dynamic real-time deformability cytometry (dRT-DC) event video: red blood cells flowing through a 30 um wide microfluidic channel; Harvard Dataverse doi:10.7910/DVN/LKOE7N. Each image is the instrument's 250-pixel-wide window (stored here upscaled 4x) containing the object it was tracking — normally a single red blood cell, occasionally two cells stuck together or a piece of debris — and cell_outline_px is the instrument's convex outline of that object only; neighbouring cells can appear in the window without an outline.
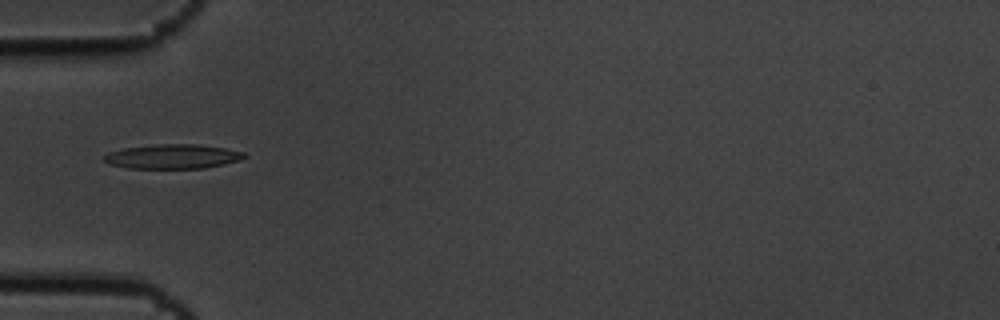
{"species": "common noctule bat (a hibernating species)", "species_latin": "Nyctalus noctula", "temperature_condition": "cold", "stored_images_in_passage": 5, "camera_frame_rate_fps": 3000, "um_per_image_px": 0.085, "animal": {"sex": "male", "body_mass_g": 19.5, "forearm_length_mm": 54.6}, "frame": {"image": 1, "passage_image": 2, "time_ms": 0.333, "image_size_px": [1000, 320], "cell_outline_px": [[248, 156], [240, 160], [224, 164], [204, 168], [128, 168], [108, 164], [104, 160], [104, 156], [108, 152], [124, 148], [156, 144], [196, 144], [224, 148], [244, 152]], "centroid_in_image_um": [14.68, 13.3], "position_along_channel_um": 70.3, "area_um2": 19.94}}
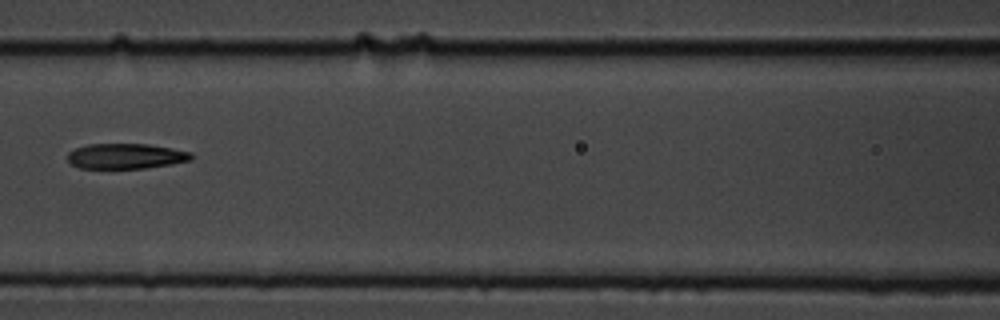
{"frame": {"image": 2, "passage_image": 4, "time_ms": 1.0, "image_size_px": [1000, 320], "cell_outline_px": [[192, 160], [144, 168], [80, 168], [72, 164], [68, 160], [68, 152], [76, 148], [88, 144], [148, 144], [172, 148], [192, 152]], "centroid_in_image_um": [10.69, 13.26], "position_along_channel_um": 155.9, "area_um2": 18.09}}
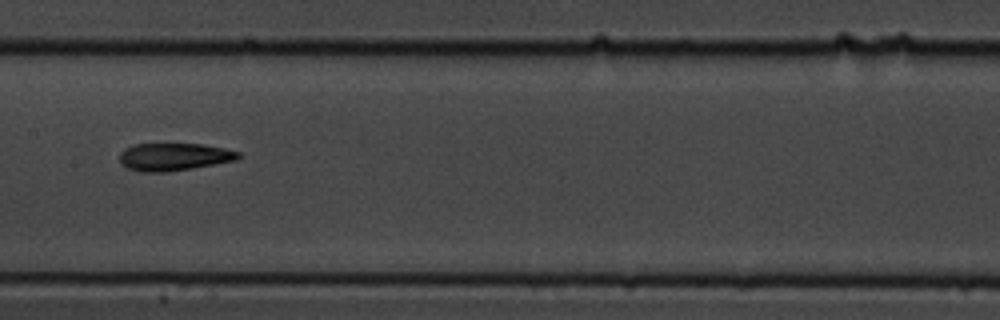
{"frame": {"image": 3, "passage_image": 5, "time_ms": 1.333, "image_size_px": [1000, 320], "cell_outline_px": [[240, 156], [236, 160], [192, 168], [164, 172], [140, 172], [128, 168], [120, 164], [120, 152], [124, 148], [136, 144], [200, 144], [224, 148], [240, 152]], "centroid_in_image_um": [14.75, 13.33], "position_along_channel_um": 192.6, "area_um2": 19.02}}